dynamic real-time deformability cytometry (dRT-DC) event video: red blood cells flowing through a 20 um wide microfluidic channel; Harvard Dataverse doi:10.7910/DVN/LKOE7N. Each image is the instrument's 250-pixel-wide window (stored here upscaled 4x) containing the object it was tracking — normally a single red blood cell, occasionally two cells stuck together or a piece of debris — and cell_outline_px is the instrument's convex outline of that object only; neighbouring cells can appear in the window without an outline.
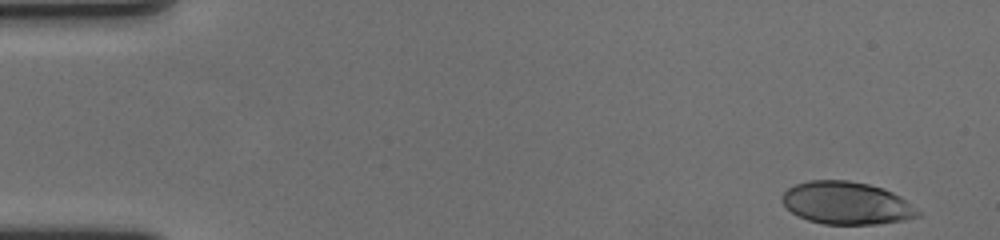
{"species": "human", "species_latin": "Homo sapiens", "temperature_condition": "cold", "stored_images_in_passage": 49, "camera_frame_rate_fps": 3000, "um_per_image_px": 0.085, "donor": {"sex": "female"}, "frame": {"image": 1, "passage_image": 1, "time_ms": 0.0, "image_size_px": [1000, 240], "cell_outline_px": [[920, 216], [904, 220], [876, 224], [824, 224], [808, 220], [796, 216], [780, 200], [780, 196], [788, 188], [796, 184], [808, 180], [848, 180], [868, 184], [884, 188], [900, 196], [920, 212]], "centroid_in_image_um": [71.92, 17.26], "position_along_channel_um": 13.1, "area_um2": 33.76}}
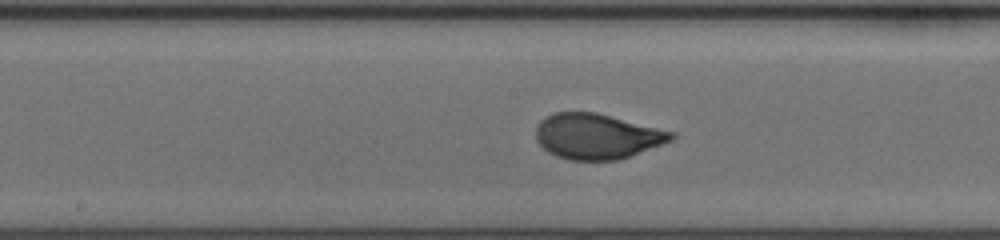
{"frame": {"image": 2, "passage_image": 28, "time_ms": 9.0, "image_size_px": [1000, 240], "cell_outline_px": [[676, 136], [672, 140], [628, 156], [616, 160], [568, 160], [556, 156], [548, 152], [536, 140], [536, 124], [544, 116], [552, 112], [596, 112], [676, 132]], "centroid_in_image_um": [50.7, 11.57], "position_along_channel_um": 197.5, "area_um2": 35.84}}
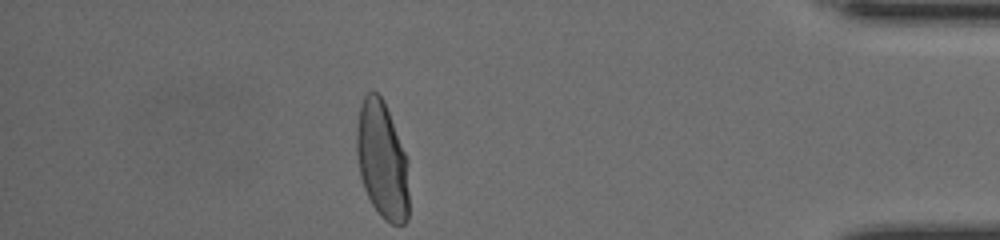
{"frame": {"image": 3, "passage_image": 49, "time_ms": 16.0, "image_size_px": [1000, 240], "cell_outline_px": [[408, 220], [404, 224], [392, 224], [384, 220], [380, 216], [372, 204], [364, 188], [360, 176], [356, 156], [356, 124], [360, 104], [364, 96], [372, 88], [384, 100], [408, 160]], "centroid_in_image_um": [32.47, 13.6], "position_along_channel_um": 402.7, "area_um2": 36.3}, "authors_computed_cell_mechanics": {"area_um2": 35.258, "velocity_mm_per_s": 3.548, "shape_relaxation_time_tau1_ms": 3.8819, "shape_relaxation_time_tau2_ms": null, "deformation_change_tau1": 0.1716, "deformation_change_tau2": null}}